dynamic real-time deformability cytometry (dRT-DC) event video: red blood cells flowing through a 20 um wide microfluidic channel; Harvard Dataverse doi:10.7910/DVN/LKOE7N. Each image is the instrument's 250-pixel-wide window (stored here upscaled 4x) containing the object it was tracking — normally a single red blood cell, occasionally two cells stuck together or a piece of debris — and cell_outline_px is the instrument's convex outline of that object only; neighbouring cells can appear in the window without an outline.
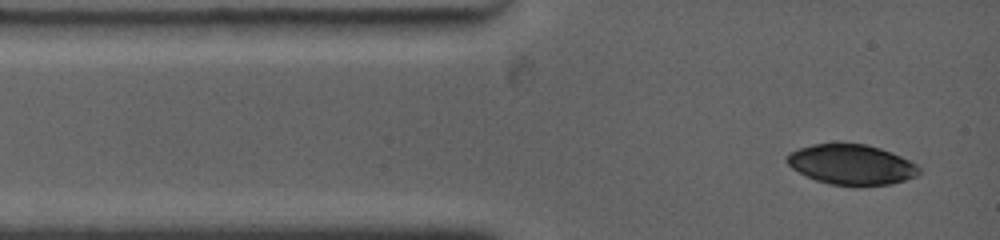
{"species": "common noctule bat (a hibernating species)", "species_latin": "Nyctalus noctula", "temperature_condition": "warm", "stored_images_in_passage": 3, "camera_frame_rate_fps": 4500, "um_per_image_px": 0.085, "animal": {"sex": "female", "body_mass_g": 19.0, "forearm_length_mm": 53.3}, "frame": {"image": 1, "passage_image": 1, "time_ms": 0.0, "image_size_px": [1000, 240], "cell_outline_px": [[920, 172], [916, 176], [892, 184], [856, 188], [828, 184], [816, 180], [792, 168], [784, 160], [788, 152], [812, 144], [864, 144], [880, 148], [892, 152], [916, 164], [920, 168]], "centroid_in_image_um": [72.37, 14.02], "position_along_channel_um": 12.6, "area_um2": 31.33}}